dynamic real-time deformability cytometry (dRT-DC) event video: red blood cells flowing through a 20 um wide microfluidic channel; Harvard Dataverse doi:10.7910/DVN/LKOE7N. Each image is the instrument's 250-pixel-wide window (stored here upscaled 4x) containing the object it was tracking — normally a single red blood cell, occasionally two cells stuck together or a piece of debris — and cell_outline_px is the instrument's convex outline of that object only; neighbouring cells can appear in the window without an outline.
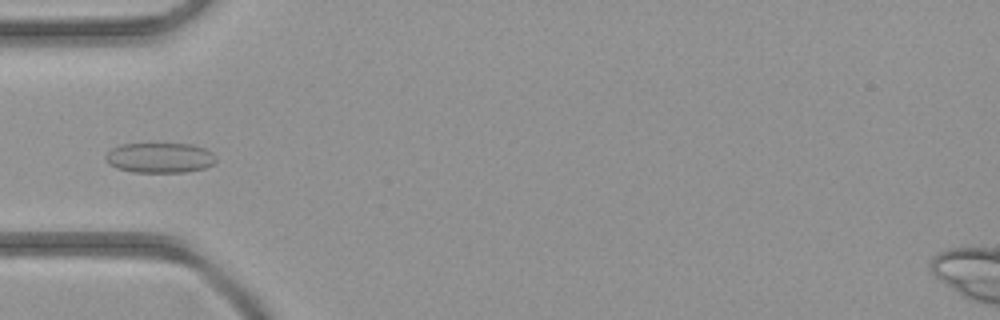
{"species": "common noctule bat (a hibernating species)", "species_latin": "Nyctalus noctula", "temperature_condition": "room temperature", "stored_images_in_passage": 4, "camera_frame_rate_fps": 3000, "um_per_image_px": 0.085, "animal": {"sex": "female", "body_mass_g": 21.9}, "frame": {"image": 1, "passage_image": 4, "time_ms": 3.333, "image_size_px": [1000, 320], "cell_outline_px": [[216, 160], [212, 164], [204, 168], [184, 172], [132, 172], [116, 168], [108, 164], [104, 156], [112, 148], [120, 144], [192, 144], [204, 148], [212, 152], [216, 156]], "centroid_in_image_um": [13.56, 13.41], "position_along_channel_um": 71.4, "area_um2": 19.42}}